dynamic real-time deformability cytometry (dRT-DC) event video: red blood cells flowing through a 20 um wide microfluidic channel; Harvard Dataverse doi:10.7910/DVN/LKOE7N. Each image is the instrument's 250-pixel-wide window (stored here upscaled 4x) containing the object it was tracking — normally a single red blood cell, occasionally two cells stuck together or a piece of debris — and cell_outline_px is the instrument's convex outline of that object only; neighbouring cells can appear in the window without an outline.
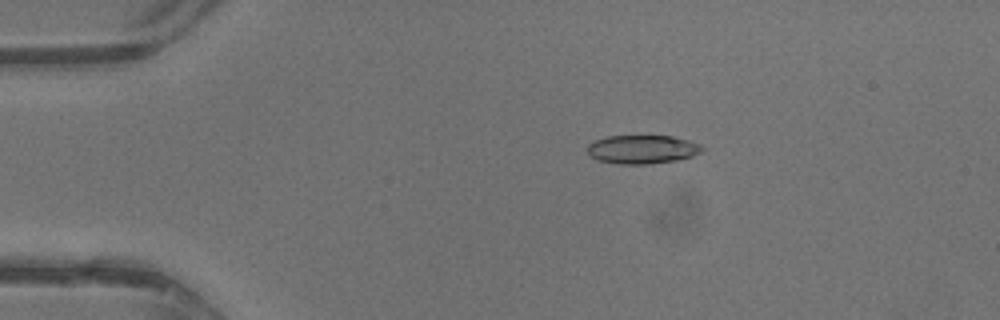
{"species": "common noctule bat (a hibernating species)", "species_latin": "Nyctalus noctula", "temperature_condition": "warm", "stored_images_in_passage": 42, "camera_frame_rate_fps": 3000, "um_per_image_px": 0.085, "animal": {"sex": "male", "body_mass_g": 13.3}, "frame": {"image": 1, "passage_image": 8, "time_ms": 2.333, "image_size_px": [1000, 320], "cell_outline_px": [[704, 148], [700, 152], [692, 156], [676, 160], [648, 164], [616, 164], [596, 160], [588, 152], [588, 144], [596, 140], [608, 136], [672, 136], [688, 140], [700, 144]], "centroid_in_image_um": [54.59, 12.7], "position_along_channel_um": 30.4, "area_um2": 19.07}}
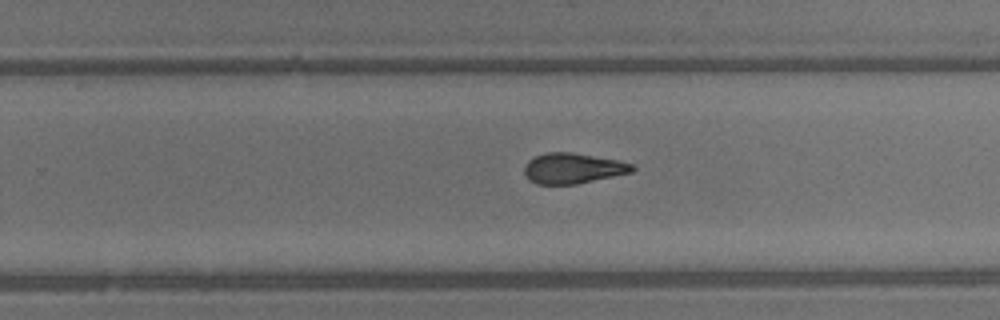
{"frame": {"image": 2, "passage_image": 27, "time_ms": 8.667, "image_size_px": [1000, 320], "cell_outline_px": [[636, 168], [632, 172], [576, 184], [536, 184], [528, 180], [524, 172], [524, 164], [528, 160], [544, 152], [572, 152], [620, 160], [632, 164]], "centroid_in_image_um": [48.67, 14.3], "position_along_channel_um": 281.1, "area_um2": 19.31}}
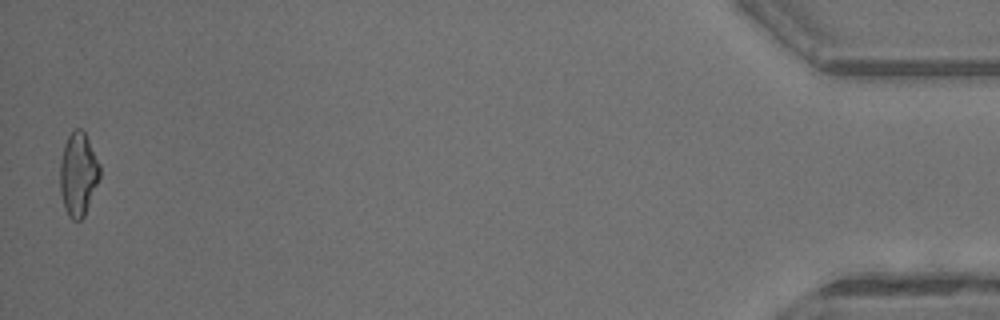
{"frame": {"image": 3, "passage_image": 42, "time_ms": 13.667, "image_size_px": [1000, 320], "cell_outline_px": [[100, 176], [84, 216], [80, 220], [72, 220], [68, 216], [64, 208], [60, 192], [60, 160], [64, 144], [68, 136], [76, 128], [80, 128], [84, 132], [100, 164]], "centroid_in_image_um": [6.63, 14.82], "position_along_channel_um": 428.6, "area_um2": 19.25}, "authors_computed_cell_mechanics": {"area_um2": 19.5364, "velocity_mm_per_s": 4.871, "shape_relaxation_time_tau1_ms": null, "shape_relaxation_time_tau2_ms": 2.1182, "deformation_change_tau1": null, "deformation_change_tau2": 0.1085}}